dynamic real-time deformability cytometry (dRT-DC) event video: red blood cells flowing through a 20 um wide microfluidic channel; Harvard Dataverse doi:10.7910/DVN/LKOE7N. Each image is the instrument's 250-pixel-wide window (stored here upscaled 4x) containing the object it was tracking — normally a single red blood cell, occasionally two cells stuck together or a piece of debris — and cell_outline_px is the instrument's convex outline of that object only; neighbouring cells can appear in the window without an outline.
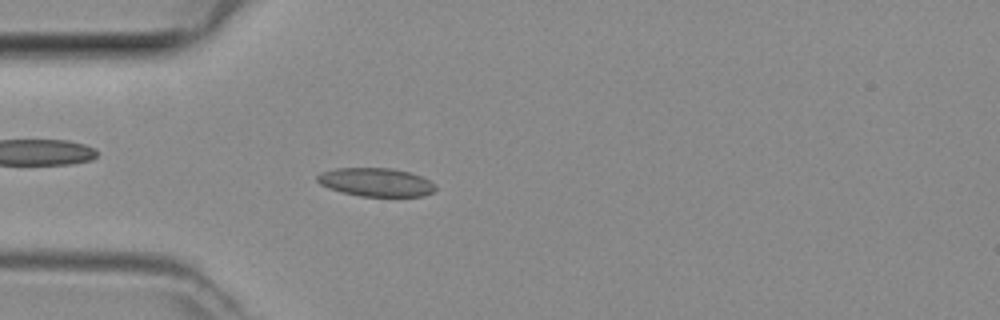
{"species": "common noctule bat (a hibernating species)", "species_latin": "Nyctalus noctula", "temperature_condition": "room temperature", "stored_images_in_passage": 41, "camera_frame_rate_fps": 3000, "um_per_image_px": 0.085, "animal": {"sex": "female", "body_mass_g": 29.2, "forearm_length_mm": 56.3}, "frame": {"image": 1, "passage_image": 7, "time_ms": 2.0, "image_size_px": [1000, 320], "cell_outline_px": [[436, 188], [432, 192], [424, 196], [360, 196], [328, 188], [320, 184], [316, 180], [316, 176], [324, 172], [336, 168], [392, 168], [408, 172], [420, 176], [436, 184]], "centroid_in_image_um": [31.96, 15.49], "position_along_channel_um": 53.0, "area_um2": 19.42}}
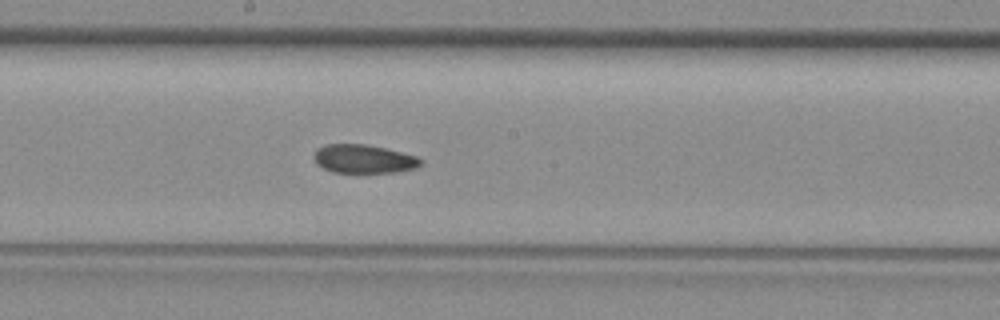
{"frame": {"image": 2, "passage_image": 19, "time_ms": 6.0, "image_size_px": [1000, 320], "cell_outline_px": [[424, 160], [416, 168], [396, 172], [332, 172], [316, 164], [312, 156], [316, 148], [324, 144], [364, 144], [384, 148], [416, 156]], "centroid_in_image_um": [30.87, 13.5], "position_along_channel_um": 217.3, "area_um2": 17.8}}
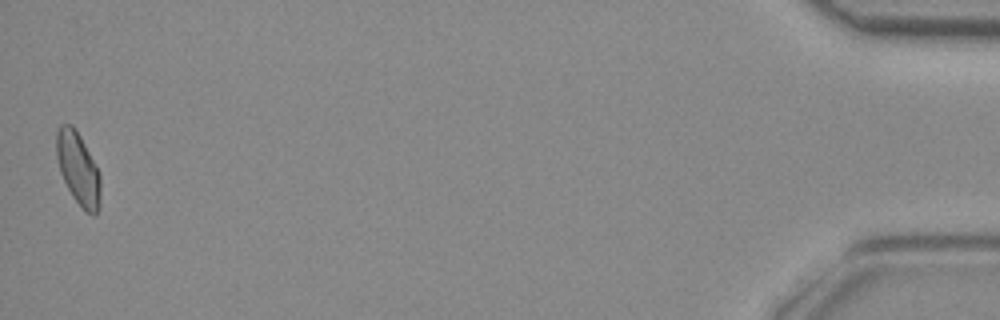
{"frame": {"image": 3, "passage_image": 41, "time_ms": 13.333, "image_size_px": [1000, 320], "cell_outline_px": [[100, 204], [96, 212], [92, 216], [72, 196], [60, 172], [56, 156], [56, 132], [60, 124], [72, 124], [80, 136], [100, 172]], "centroid_in_image_um": [6.63, 14.29], "position_along_channel_um": 428.6, "area_um2": 18.44}}